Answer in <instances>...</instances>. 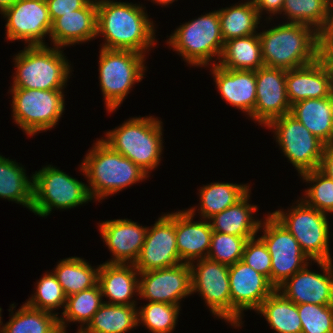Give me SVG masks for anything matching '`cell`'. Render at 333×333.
Here are the masks:
<instances>
[{"label": "cell", "instance_id": "6da1fadb", "mask_svg": "<svg viewBox=\"0 0 333 333\" xmlns=\"http://www.w3.org/2000/svg\"><path fill=\"white\" fill-rule=\"evenodd\" d=\"M144 10L140 4L97 0V36L105 38L101 48L146 55L157 39L154 23Z\"/></svg>", "mask_w": 333, "mask_h": 333}, {"label": "cell", "instance_id": "7a4b0ae2", "mask_svg": "<svg viewBox=\"0 0 333 333\" xmlns=\"http://www.w3.org/2000/svg\"><path fill=\"white\" fill-rule=\"evenodd\" d=\"M258 35L266 67L291 70L322 55V36L304 24L285 22Z\"/></svg>", "mask_w": 333, "mask_h": 333}, {"label": "cell", "instance_id": "3957f363", "mask_svg": "<svg viewBox=\"0 0 333 333\" xmlns=\"http://www.w3.org/2000/svg\"><path fill=\"white\" fill-rule=\"evenodd\" d=\"M85 156L80 170L89 182L87 189L92 200L100 202L149 177L138 165L113 150L102 139H98Z\"/></svg>", "mask_w": 333, "mask_h": 333}, {"label": "cell", "instance_id": "277c9868", "mask_svg": "<svg viewBox=\"0 0 333 333\" xmlns=\"http://www.w3.org/2000/svg\"><path fill=\"white\" fill-rule=\"evenodd\" d=\"M162 123L153 116L130 118L106 132L102 140L149 175L160 165L163 150Z\"/></svg>", "mask_w": 333, "mask_h": 333}, {"label": "cell", "instance_id": "5b68a950", "mask_svg": "<svg viewBox=\"0 0 333 333\" xmlns=\"http://www.w3.org/2000/svg\"><path fill=\"white\" fill-rule=\"evenodd\" d=\"M14 57L11 88L64 90L67 85L72 71L60 47L25 46Z\"/></svg>", "mask_w": 333, "mask_h": 333}, {"label": "cell", "instance_id": "8992f818", "mask_svg": "<svg viewBox=\"0 0 333 333\" xmlns=\"http://www.w3.org/2000/svg\"><path fill=\"white\" fill-rule=\"evenodd\" d=\"M167 45L191 66L206 68L215 62L213 57L220 60L224 41L218 10L180 25L167 39Z\"/></svg>", "mask_w": 333, "mask_h": 333}, {"label": "cell", "instance_id": "52a82bcc", "mask_svg": "<svg viewBox=\"0 0 333 333\" xmlns=\"http://www.w3.org/2000/svg\"><path fill=\"white\" fill-rule=\"evenodd\" d=\"M99 85L106 110L111 113L123 102L129 91L144 79L145 55L132 50L99 51Z\"/></svg>", "mask_w": 333, "mask_h": 333}, {"label": "cell", "instance_id": "ba28073f", "mask_svg": "<svg viewBox=\"0 0 333 333\" xmlns=\"http://www.w3.org/2000/svg\"><path fill=\"white\" fill-rule=\"evenodd\" d=\"M31 211L40 217L48 216L53 208L71 209L92 201L87 184L51 165L33 175Z\"/></svg>", "mask_w": 333, "mask_h": 333}, {"label": "cell", "instance_id": "9c48e42d", "mask_svg": "<svg viewBox=\"0 0 333 333\" xmlns=\"http://www.w3.org/2000/svg\"><path fill=\"white\" fill-rule=\"evenodd\" d=\"M271 214L293 235L309 259L333 261L329 248L331 226L327 214L307 205L302 199L286 212L281 209Z\"/></svg>", "mask_w": 333, "mask_h": 333}, {"label": "cell", "instance_id": "30bf717a", "mask_svg": "<svg viewBox=\"0 0 333 333\" xmlns=\"http://www.w3.org/2000/svg\"><path fill=\"white\" fill-rule=\"evenodd\" d=\"M12 117L29 136L51 130L65 110L63 90L11 88Z\"/></svg>", "mask_w": 333, "mask_h": 333}, {"label": "cell", "instance_id": "8fae6325", "mask_svg": "<svg viewBox=\"0 0 333 333\" xmlns=\"http://www.w3.org/2000/svg\"><path fill=\"white\" fill-rule=\"evenodd\" d=\"M266 127L274 130L276 142L299 175L320 167L325 143L290 113L273 119Z\"/></svg>", "mask_w": 333, "mask_h": 333}, {"label": "cell", "instance_id": "7c38bea8", "mask_svg": "<svg viewBox=\"0 0 333 333\" xmlns=\"http://www.w3.org/2000/svg\"><path fill=\"white\" fill-rule=\"evenodd\" d=\"M261 229L263 235L260 238L266 244L271 257V284L277 289L312 260L302 251L293 235L271 213L261 221L259 230Z\"/></svg>", "mask_w": 333, "mask_h": 333}, {"label": "cell", "instance_id": "4fadbf2b", "mask_svg": "<svg viewBox=\"0 0 333 333\" xmlns=\"http://www.w3.org/2000/svg\"><path fill=\"white\" fill-rule=\"evenodd\" d=\"M190 270L192 294L198 292L216 318L231 324L229 266L203 258L191 262Z\"/></svg>", "mask_w": 333, "mask_h": 333}, {"label": "cell", "instance_id": "5bb4252c", "mask_svg": "<svg viewBox=\"0 0 333 333\" xmlns=\"http://www.w3.org/2000/svg\"><path fill=\"white\" fill-rule=\"evenodd\" d=\"M231 326L240 327L245 310L256 311L276 288L269 279L239 260L229 266Z\"/></svg>", "mask_w": 333, "mask_h": 333}, {"label": "cell", "instance_id": "9a60e30c", "mask_svg": "<svg viewBox=\"0 0 333 333\" xmlns=\"http://www.w3.org/2000/svg\"><path fill=\"white\" fill-rule=\"evenodd\" d=\"M6 18V39L21 40L27 46L46 45L52 29L46 0H17L2 13Z\"/></svg>", "mask_w": 333, "mask_h": 333}, {"label": "cell", "instance_id": "2e32d148", "mask_svg": "<svg viewBox=\"0 0 333 333\" xmlns=\"http://www.w3.org/2000/svg\"><path fill=\"white\" fill-rule=\"evenodd\" d=\"M183 263L176 244L175 212L163 214L148 227L140 255L134 263L139 272L176 267Z\"/></svg>", "mask_w": 333, "mask_h": 333}, {"label": "cell", "instance_id": "e0dca14e", "mask_svg": "<svg viewBox=\"0 0 333 333\" xmlns=\"http://www.w3.org/2000/svg\"><path fill=\"white\" fill-rule=\"evenodd\" d=\"M138 296L148 302H160L180 306V301L192 294L189 263L139 272ZM141 279V280H140Z\"/></svg>", "mask_w": 333, "mask_h": 333}, {"label": "cell", "instance_id": "ac0fdd59", "mask_svg": "<svg viewBox=\"0 0 333 333\" xmlns=\"http://www.w3.org/2000/svg\"><path fill=\"white\" fill-rule=\"evenodd\" d=\"M322 273L310 271V263L281 284L277 290L293 303L333 305V262L313 261Z\"/></svg>", "mask_w": 333, "mask_h": 333}, {"label": "cell", "instance_id": "d6986e66", "mask_svg": "<svg viewBox=\"0 0 333 333\" xmlns=\"http://www.w3.org/2000/svg\"><path fill=\"white\" fill-rule=\"evenodd\" d=\"M256 102L250 116L266 127L273 119L289 114L291 104L286 91V70L261 67L255 71Z\"/></svg>", "mask_w": 333, "mask_h": 333}, {"label": "cell", "instance_id": "ffe728a7", "mask_svg": "<svg viewBox=\"0 0 333 333\" xmlns=\"http://www.w3.org/2000/svg\"><path fill=\"white\" fill-rule=\"evenodd\" d=\"M286 91L291 105L304 99H320L333 93V66L321 55L314 62L286 70Z\"/></svg>", "mask_w": 333, "mask_h": 333}, {"label": "cell", "instance_id": "44dd1931", "mask_svg": "<svg viewBox=\"0 0 333 333\" xmlns=\"http://www.w3.org/2000/svg\"><path fill=\"white\" fill-rule=\"evenodd\" d=\"M98 226L103 242L112 252L108 263L134 264L137 261L148 227L131 219L106 220Z\"/></svg>", "mask_w": 333, "mask_h": 333}, {"label": "cell", "instance_id": "7402d4cb", "mask_svg": "<svg viewBox=\"0 0 333 333\" xmlns=\"http://www.w3.org/2000/svg\"><path fill=\"white\" fill-rule=\"evenodd\" d=\"M195 212L196 206L175 212L176 244L183 263L190 264L195 260L207 258L210 250L213 230L206 219L192 221Z\"/></svg>", "mask_w": 333, "mask_h": 333}, {"label": "cell", "instance_id": "603a6c76", "mask_svg": "<svg viewBox=\"0 0 333 333\" xmlns=\"http://www.w3.org/2000/svg\"><path fill=\"white\" fill-rule=\"evenodd\" d=\"M97 0H90L82 9L58 17L52 23L50 40L53 46L88 42L97 37Z\"/></svg>", "mask_w": 333, "mask_h": 333}, {"label": "cell", "instance_id": "cb8c5ba5", "mask_svg": "<svg viewBox=\"0 0 333 333\" xmlns=\"http://www.w3.org/2000/svg\"><path fill=\"white\" fill-rule=\"evenodd\" d=\"M211 68L222 99L250 117L256 102L255 71L225 69L216 62H213Z\"/></svg>", "mask_w": 333, "mask_h": 333}, {"label": "cell", "instance_id": "d4e9b609", "mask_svg": "<svg viewBox=\"0 0 333 333\" xmlns=\"http://www.w3.org/2000/svg\"><path fill=\"white\" fill-rule=\"evenodd\" d=\"M139 271L134 264L102 263L98 273V284L102 297L107 296L109 301L116 305H137L132 298L138 295Z\"/></svg>", "mask_w": 333, "mask_h": 333}, {"label": "cell", "instance_id": "484cf974", "mask_svg": "<svg viewBox=\"0 0 333 333\" xmlns=\"http://www.w3.org/2000/svg\"><path fill=\"white\" fill-rule=\"evenodd\" d=\"M290 114L322 142L333 143V93L326 98L298 101L291 105Z\"/></svg>", "mask_w": 333, "mask_h": 333}, {"label": "cell", "instance_id": "4316f807", "mask_svg": "<svg viewBox=\"0 0 333 333\" xmlns=\"http://www.w3.org/2000/svg\"><path fill=\"white\" fill-rule=\"evenodd\" d=\"M250 192L251 190L236 204L208 219L214 232L240 237L257 236L262 219L255 220L253 217L258 207L248 203Z\"/></svg>", "mask_w": 333, "mask_h": 333}, {"label": "cell", "instance_id": "83f0119b", "mask_svg": "<svg viewBox=\"0 0 333 333\" xmlns=\"http://www.w3.org/2000/svg\"><path fill=\"white\" fill-rule=\"evenodd\" d=\"M281 14L288 23L310 26L323 36L333 21V0H284Z\"/></svg>", "mask_w": 333, "mask_h": 333}, {"label": "cell", "instance_id": "f1b7e54d", "mask_svg": "<svg viewBox=\"0 0 333 333\" xmlns=\"http://www.w3.org/2000/svg\"><path fill=\"white\" fill-rule=\"evenodd\" d=\"M216 64L230 70L256 71L264 67L258 32L224 42L220 60Z\"/></svg>", "mask_w": 333, "mask_h": 333}, {"label": "cell", "instance_id": "f546056e", "mask_svg": "<svg viewBox=\"0 0 333 333\" xmlns=\"http://www.w3.org/2000/svg\"><path fill=\"white\" fill-rule=\"evenodd\" d=\"M137 305L103 302L82 333H126L138 326Z\"/></svg>", "mask_w": 333, "mask_h": 333}, {"label": "cell", "instance_id": "4dcf8cb0", "mask_svg": "<svg viewBox=\"0 0 333 333\" xmlns=\"http://www.w3.org/2000/svg\"><path fill=\"white\" fill-rule=\"evenodd\" d=\"M24 166L0 155V198L14 201L30 211L33 201V176H26Z\"/></svg>", "mask_w": 333, "mask_h": 333}, {"label": "cell", "instance_id": "1f68e13d", "mask_svg": "<svg viewBox=\"0 0 333 333\" xmlns=\"http://www.w3.org/2000/svg\"><path fill=\"white\" fill-rule=\"evenodd\" d=\"M223 41L257 34L260 15L253 0L218 10Z\"/></svg>", "mask_w": 333, "mask_h": 333}, {"label": "cell", "instance_id": "d6a6232c", "mask_svg": "<svg viewBox=\"0 0 333 333\" xmlns=\"http://www.w3.org/2000/svg\"><path fill=\"white\" fill-rule=\"evenodd\" d=\"M256 313L263 315L277 333H302L297 304L277 289L262 302Z\"/></svg>", "mask_w": 333, "mask_h": 333}, {"label": "cell", "instance_id": "836d02e7", "mask_svg": "<svg viewBox=\"0 0 333 333\" xmlns=\"http://www.w3.org/2000/svg\"><path fill=\"white\" fill-rule=\"evenodd\" d=\"M249 186L247 184L221 182L203 185L199 190L201 202L198 211L200 217H202L200 220H208L215 214L236 204L250 191Z\"/></svg>", "mask_w": 333, "mask_h": 333}, {"label": "cell", "instance_id": "e575fe53", "mask_svg": "<svg viewBox=\"0 0 333 333\" xmlns=\"http://www.w3.org/2000/svg\"><path fill=\"white\" fill-rule=\"evenodd\" d=\"M11 318L2 326L1 333H59V313H51L23 304L17 312L12 313L15 308L11 304Z\"/></svg>", "mask_w": 333, "mask_h": 333}, {"label": "cell", "instance_id": "d590c367", "mask_svg": "<svg viewBox=\"0 0 333 333\" xmlns=\"http://www.w3.org/2000/svg\"><path fill=\"white\" fill-rule=\"evenodd\" d=\"M99 268L100 265L95 269L84 258L74 256L59 261L53 273L68 297L96 286Z\"/></svg>", "mask_w": 333, "mask_h": 333}, {"label": "cell", "instance_id": "8d00e7d4", "mask_svg": "<svg viewBox=\"0 0 333 333\" xmlns=\"http://www.w3.org/2000/svg\"><path fill=\"white\" fill-rule=\"evenodd\" d=\"M102 298L99 284L68 296L61 314L63 317H58L60 329L66 331L68 323L78 322L80 323L78 331H82L103 304Z\"/></svg>", "mask_w": 333, "mask_h": 333}, {"label": "cell", "instance_id": "74e56055", "mask_svg": "<svg viewBox=\"0 0 333 333\" xmlns=\"http://www.w3.org/2000/svg\"><path fill=\"white\" fill-rule=\"evenodd\" d=\"M300 176L303 181L311 183L301 199L322 213H333V180L319 168L304 172Z\"/></svg>", "mask_w": 333, "mask_h": 333}, {"label": "cell", "instance_id": "f35d334b", "mask_svg": "<svg viewBox=\"0 0 333 333\" xmlns=\"http://www.w3.org/2000/svg\"><path fill=\"white\" fill-rule=\"evenodd\" d=\"M180 308L173 304L147 302L138 309V326L142 323L151 333H171L177 324Z\"/></svg>", "mask_w": 333, "mask_h": 333}, {"label": "cell", "instance_id": "ab89813d", "mask_svg": "<svg viewBox=\"0 0 333 333\" xmlns=\"http://www.w3.org/2000/svg\"><path fill=\"white\" fill-rule=\"evenodd\" d=\"M36 284V292L26 304L51 313L59 307L65 308L67 296L53 271L46 272Z\"/></svg>", "mask_w": 333, "mask_h": 333}, {"label": "cell", "instance_id": "60d3db41", "mask_svg": "<svg viewBox=\"0 0 333 333\" xmlns=\"http://www.w3.org/2000/svg\"><path fill=\"white\" fill-rule=\"evenodd\" d=\"M220 232H212L210 250L207 258L225 265H233L242 260L244 247L248 239Z\"/></svg>", "mask_w": 333, "mask_h": 333}, {"label": "cell", "instance_id": "b9f144b4", "mask_svg": "<svg viewBox=\"0 0 333 333\" xmlns=\"http://www.w3.org/2000/svg\"><path fill=\"white\" fill-rule=\"evenodd\" d=\"M302 333H333V305L299 304Z\"/></svg>", "mask_w": 333, "mask_h": 333}, {"label": "cell", "instance_id": "7bdbcfd3", "mask_svg": "<svg viewBox=\"0 0 333 333\" xmlns=\"http://www.w3.org/2000/svg\"><path fill=\"white\" fill-rule=\"evenodd\" d=\"M242 261L266 276L271 283V257L264 241L256 236L247 240Z\"/></svg>", "mask_w": 333, "mask_h": 333}, {"label": "cell", "instance_id": "ee69618b", "mask_svg": "<svg viewBox=\"0 0 333 333\" xmlns=\"http://www.w3.org/2000/svg\"><path fill=\"white\" fill-rule=\"evenodd\" d=\"M90 0H46L52 23L64 14L82 9Z\"/></svg>", "mask_w": 333, "mask_h": 333}, {"label": "cell", "instance_id": "f6af8a7d", "mask_svg": "<svg viewBox=\"0 0 333 333\" xmlns=\"http://www.w3.org/2000/svg\"><path fill=\"white\" fill-rule=\"evenodd\" d=\"M253 2L260 17L263 14V11L270 14L269 16H274L275 14L280 15L284 4V0H253Z\"/></svg>", "mask_w": 333, "mask_h": 333}, {"label": "cell", "instance_id": "bcb514c9", "mask_svg": "<svg viewBox=\"0 0 333 333\" xmlns=\"http://www.w3.org/2000/svg\"><path fill=\"white\" fill-rule=\"evenodd\" d=\"M319 169L333 180V143L325 144Z\"/></svg>", "mask_w": 333, "mask_h": 333}, {"label": "cell", "instance_id": "7dc6e473", "mask_svg": "<svg viewBox=\"0 0 333 333\" xmlns=\"http://www.w3.org/2000/svg\"><path fill=\"white\" fill-rule=\"evenodd\" d=\"M322 53H333V21L322 36Z\"/></svg>", "mask_w": 333, "mask_h": 333}, {"label": "cell", "instance_id": "c3c4849f", "mask_svg": "<svg viewBox=\"0 0 333 333\" xmlns=\"http://www.w3.org/2000/svg\"><path fill=\"white\" fill-rule=\"evenodd\" d=\"M17 0H0V14L10 8Z\"/></svg>", "mask_w": 333, "mask_h": 333}, {"label": "cell", "instance_id": "681fc988", "mask_svg": "<svg viewBox=\"0 0 333 333\" xmlns=\"http://www.w3.org/2000/svg\"><path fill=\"white\" fill-rule=\"evenodd\" d=\"M153 3H157L159 5L162 6H167L168 4H172L173 2H175V0H151ZM177 1V0H176Z\"/></svg>", "mask_w": 333, "mask_h": 333}, {"label": "cell", "instance_id": "f907efd6", "mask_svg": "<svg viewBox=\"0 0 333 333\" xmlns=\"http://www.w3.org/2000/svg\"><path fill=\"white\" fill-rule=\"evenodd\" d=\"M322 55L333 66V53H322Z\"/></svg>", "mask_w": 333, "mask_h": 333}, {"label": "cell", "instance_id": "816d5d0a", "mask_svg": "<svg viewBox=\"0 0 333 333\" xmlns=\"http://www.w3.org/2000/svg\"><path fill=\"white\" fill-rule=\"evenodd\" d=\"M1 311H2V308L0 307V333L2 332V324H3V322H2V317H1Z\"/></svg>", "mask_w": 333, "mask_h": 333}, {"label": "cell", "instance_id": "f5cc1de1", "mask_svg": "<svg viewBox=\"0 0 333 333\" xmlns=\"http://www.w3.org/2000/svg\"><path fill=\"white\" fill-rule=\"evenodd\" d=\"M59 333H67L66 331L61 330Z\"/></svg>", "mask_w": 333, "mask_h": 333}]
</instances>
